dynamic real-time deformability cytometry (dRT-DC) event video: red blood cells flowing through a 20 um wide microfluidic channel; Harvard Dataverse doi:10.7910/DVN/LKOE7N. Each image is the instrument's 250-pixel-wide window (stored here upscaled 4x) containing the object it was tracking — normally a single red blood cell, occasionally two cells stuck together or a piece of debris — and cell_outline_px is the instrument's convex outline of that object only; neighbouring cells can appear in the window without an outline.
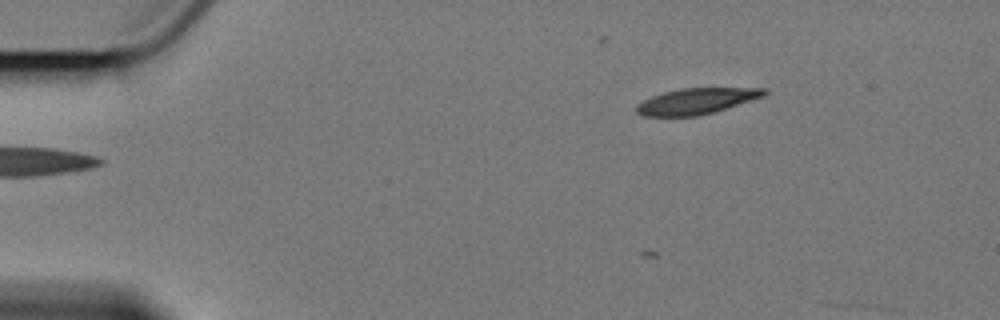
{"species": "Egyptian fruit bat (a non-hibernating species)", "species_latin": "Rousettus aegyptiacus", "temperature_condition": "cold", "stored_images_in_passage": 6, "camera_frame_rate_fps": 3000, "um_per_image_px": 0.085, "animal": {"sex": "female"}, "frame": {"image": 1, "passage_image": 6, "time_ms": 6.333, "image_size_px": [1000, 320], "cell_outline_px": [[768, 92], [764, 96], [752, 100], [712, 112], [696, 116], [644, 116], [636, 112], [636, 104], [652, 96], [664, 92], [680, 88], [768, 88]], "centroid_in_image_um": [59.19, 8.59], "position_along_channel_um": 25.8, "area_um2": 19.13}}